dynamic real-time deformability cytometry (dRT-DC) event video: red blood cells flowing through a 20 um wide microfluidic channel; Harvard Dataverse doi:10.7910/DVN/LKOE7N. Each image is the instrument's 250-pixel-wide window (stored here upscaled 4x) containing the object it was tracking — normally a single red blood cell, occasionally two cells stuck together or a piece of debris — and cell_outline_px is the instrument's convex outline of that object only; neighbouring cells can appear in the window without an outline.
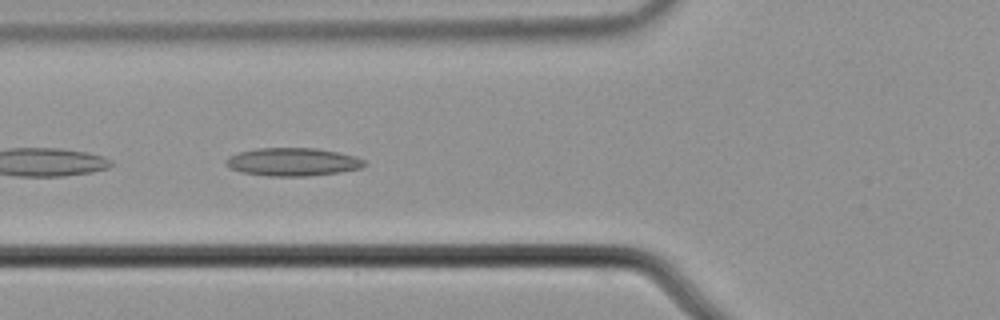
{"species": "common noctule bat (a hibernating species)", "species_latin": "Nyctalus noctula", "temperature_condition": "cold", "stored_images_in_passage": 40, "camera_frame_rate_fps": 3000, "um_per_image_px": 0.085, "animal": {"sex": "male", "body_mass_g": 21.5, "forearm_length_mm": 52.0}, "frame": {"image": 1, "passage_image": 10, "time_ms": 3.0, "image_size_px": [1000, 320], "cell_outline_px": [[368, 164], [360, 168], [340, 172], [308, 176], [268, 176], [240, 172], [224, 164], [224, 160], [228, 156], [240, 152], [256, 148], [316, 148], [340, 152], [356, 156], [364, 160]], "centroid_in_image_um": [24.89, 13.76], "position_along_channel_um": 100.9, "area_um2": 22.83}}
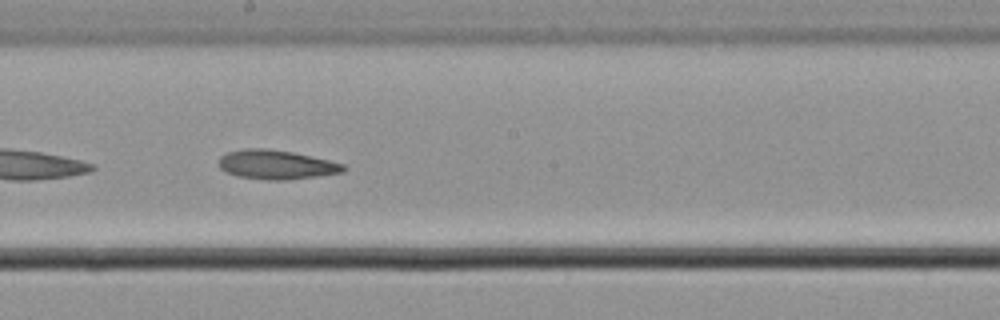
{"frame": {"image": 2, "passage_image": 20, "time_ms": 6.333, "image_size_px": [1000, 320], "cell_outline_px": [[348, 168], [344, 172], [316, 176], [284, 180], [268, 180], [240, 176], [224, 172], [220, 168], [220, 156], [228, 152], [244, 148], [268, 148], [292, 152], [328, 160], [344, 164]], "centroid_in_image_um": [23.49, 13.99], "position_along_channel_um": 224.7, "area_um2": 21.1}}
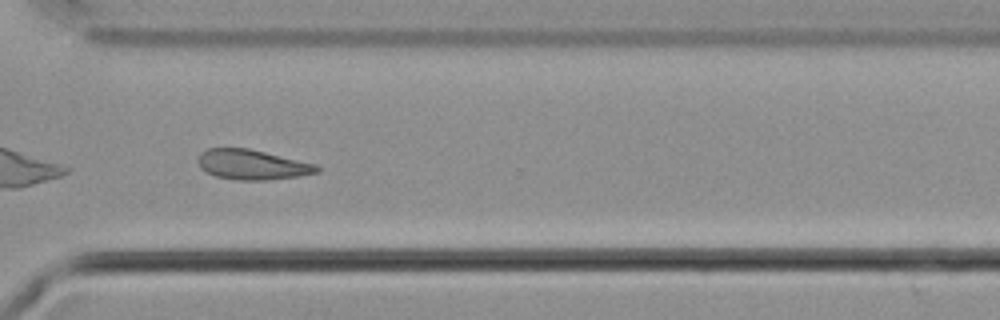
{"frame": {"image": 3, "passage_image": 30, "time_ms": 9.667, "image_size_px": [1000, 320], "cell_outline_px": [[320, 172], [296, 176], [268, 180], [236, 180], [216, 176], [204, 172], [200, 168], [196, 160], [200, 152], [208, 148], [248, 148], [316, 164], [320, 168]], "centroid_in_image_um": [21.38, 13.99], "position_along_channel_um": 349.2, "area_um2": 20.87}, "authors_computed_cell_mechanics": {"area_um2": 21.1259, "velocity_mm_per_s": 3.7172, "shape_relaxation_time_tau1_ms": 5.9931, "shape_relaxation_time_tau2_ms": 6.8875, "deformation_change_tau1": 0.1305, "deformation_change_tau2": 0.1381}}